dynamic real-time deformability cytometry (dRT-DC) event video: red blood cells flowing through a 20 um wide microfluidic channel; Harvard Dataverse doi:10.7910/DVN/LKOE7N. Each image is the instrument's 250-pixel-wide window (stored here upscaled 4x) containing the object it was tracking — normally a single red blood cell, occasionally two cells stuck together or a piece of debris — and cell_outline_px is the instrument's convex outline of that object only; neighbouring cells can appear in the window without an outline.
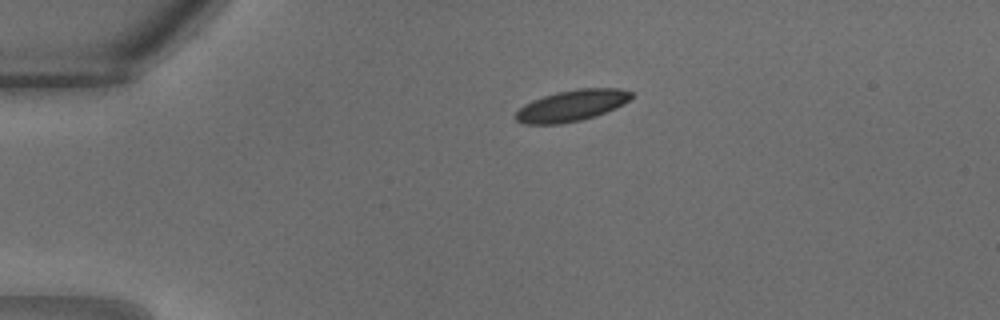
{"species": "common noctule bat (a hibernating species)", "species_latin": "Nyctalus noctula", "temperature_condition": "warm", "stored_images_in_passage": 12, "camera_frame_rate_fps": 3000, "um_per_image_px": 0.085, "animal": {"sex": "male", "body_mass_g": 18.8}, "frame": {"image": 1, "passage_image": 1, "time_ms": 0.0, "image_size_px": [1000, 320], "cell_outline_px": [[632, 96], [624, 104], [616, 108], [596, 116], [580, 120], [560, 124], [524, 124], [516, 120], [516, 112], [524, 104], [532, 100], [556, 92], [580, 88], [620, 88], [632, 92]], "centroid_in_image_um": [48.61, 8.97], "position_along_channel_um": 36.4, "area_um2": 21.04}}
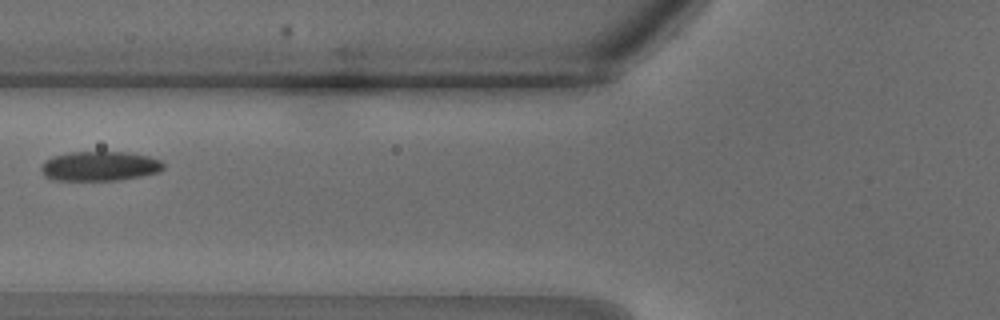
{"frame": {"image": 2, "passage_image": 7, "time_ms": 2.0, "image_size_px": [1000, 320], "cell_outline_px": [[164, 168], [160, 172], [140, 176], [116, 180], [52, 180], [44, 176], [40, 168], [44, 160], [52, 156], [68, 152], [124, 152], [148, 156], [160, 160], [164, 164]], "centroid_in_image_um": [8.44, 14.12], "position_along_channel_um": 117.4, "area_um2": 21.15}}
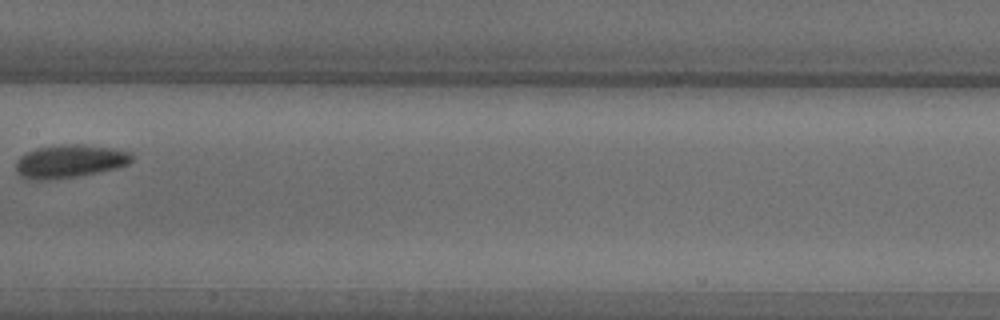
{"frame": {"image": 3, "passage_image": 11, "time_ms": 3.333, "image_size_px": [1000, 320], "cell_outline_px": [[132, 160], [128, 164], [116, 168], [100, 172], [76, 176], [48, 180], [24, 180], [16, 172], [16, 160], [20, 156], [36, 148], [64, 144], [84, 144], [112, 148], [132, 152]], "centroid_in_image_um": [5.9, 13.71], "position_along_channel_um": 201.5, "area_um2": 22.6}}